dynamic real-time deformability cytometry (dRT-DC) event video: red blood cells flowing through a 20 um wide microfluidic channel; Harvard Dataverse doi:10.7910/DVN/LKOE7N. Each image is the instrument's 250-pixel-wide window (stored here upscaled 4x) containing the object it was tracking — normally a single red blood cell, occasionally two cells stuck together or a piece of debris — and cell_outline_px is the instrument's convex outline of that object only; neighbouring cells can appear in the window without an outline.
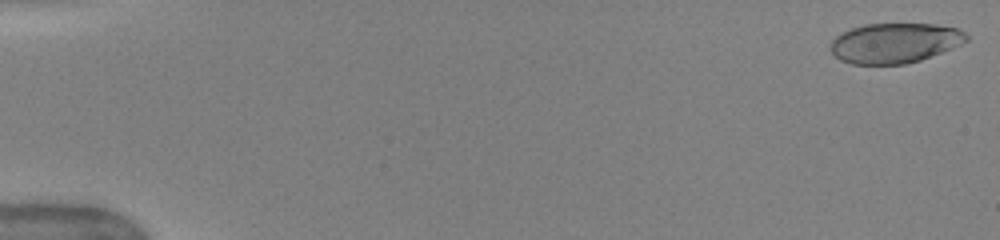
{"species": "human", "species_latin": "Homo sapiens", "temperature_condition": "warm", "stored_images_in_passage": 42, "camera_frame_rate_fps": 3000, "um_per_image_px": 0.085, "donor": {"sex": "female"}, "frame": {"image": 1, "passage_image": 1, "time_ms": 0.0, "image_size_px": [1000, 240], "cell_outline_px": [[968, 40], [952, 48], [920, 60], [904, 64], [852, 64], [840, 60], [832, 52], [832, 40], [836, 36], [852, 28], [864, 24], [936, 24], [956, 28], [964, 32], [968, 36]], "centroid_in_image_um": [76.06, 3.65], "position_along_channel_um": 8.9, "area_um2": 31.39}}
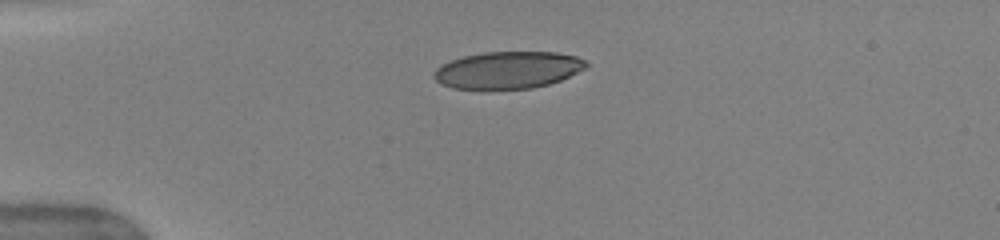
{"frame": {"image": 2, "passage_image": 11, "time_ms": 4.0, "image_size_px": [1000, 240], "cell_outline_px": [[588, 68], [560, 80], [548, 84], [532, 88], [452, 88], [440, 84], [432, 76], [436, 68], [440, 64], [448, 60], [464, 56], [484, 52], [556, 52], [576, 56], [584, 60], [588, 64]], "centroid_in_image_um": [43.16, 5.94], "position_along_channel_um": 41.8, "area_um2": 32.89}}
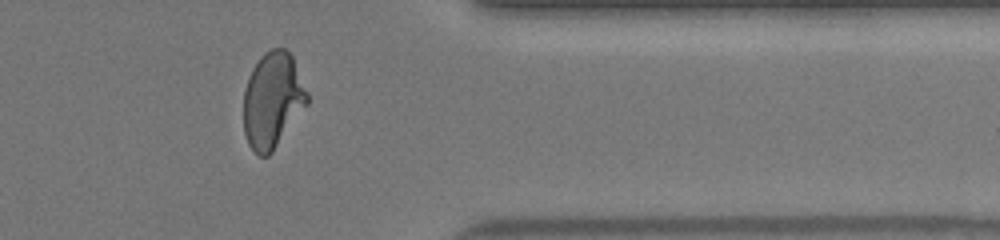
{"frame": {"image": 3, "passage_image": 35, "time_ms": 13.667, "image_size_px": [1000, 240], "cell_outline_px": [[308, 104], [272, 152], [268, 156], [260, 156], [248, 144], [244, 132], [244, 88], [248, 76], [252, 68], [260, 56], [264, 52], [272, 48], [284, 48], [292, 56], [308, 92]], "centroid_in_image_um": [23.16, 8.5], "position_along_channel_um": 388.2, "area_um2": 35.55}, "authors_computed_cell_mechanics": {"area_um2": 35.0268, "velocity_mm_per_s": 4.0443, "shape_relaxation_time_tau1_ms": 4.2187, "shape_relaxation_time_tau2_ms": null, "deformation_change_tau1": 0.1971, "deformation_change_tau2": null}}